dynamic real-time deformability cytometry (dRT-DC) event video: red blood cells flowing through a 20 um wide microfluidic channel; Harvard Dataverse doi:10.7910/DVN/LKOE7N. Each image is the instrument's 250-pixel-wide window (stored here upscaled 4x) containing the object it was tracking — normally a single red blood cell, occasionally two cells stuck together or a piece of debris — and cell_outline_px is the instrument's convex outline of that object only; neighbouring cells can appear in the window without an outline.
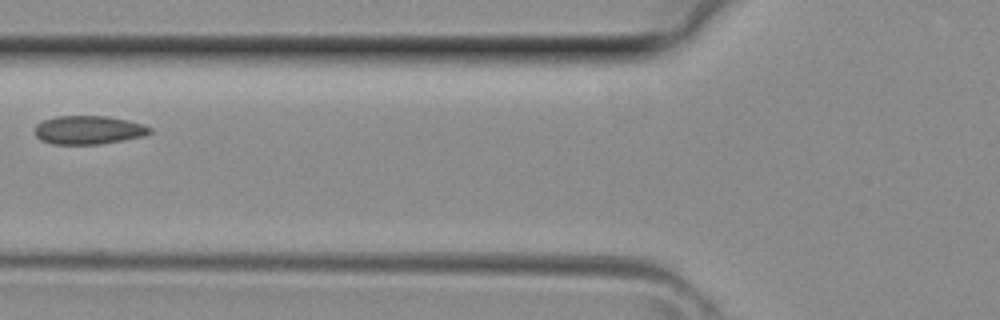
{"species": "common noctule bat (a hibernating species)", "species_latin": "Nyctalus noctula", "temperature_condition": "room temperature", "stored_images_in_passage": 3, "camera_frame_rate_fps": 3000, "um_per_image_px": 0.085, "animal": {"sex": "female", "body_mass_g": 29.2, "forearm_length_mm": 56.3}, "frame": {"image": 1, "passage_image": 3, "time_ms": 0.667, "image_size_px": [1000, 320], "cell_outline_px": [[152, 132], [144, 136], [100, 144], [52, 144], [40, 140], [36, 136], [36, 124], [44, 120], [56, 116], [108, 116], [128, 120], [144, 124], [152, 128]], "centroid_in_image_um": [7.55, 11.04], "position_along_channel_um": 118.3, "area_um2": 19.19}}